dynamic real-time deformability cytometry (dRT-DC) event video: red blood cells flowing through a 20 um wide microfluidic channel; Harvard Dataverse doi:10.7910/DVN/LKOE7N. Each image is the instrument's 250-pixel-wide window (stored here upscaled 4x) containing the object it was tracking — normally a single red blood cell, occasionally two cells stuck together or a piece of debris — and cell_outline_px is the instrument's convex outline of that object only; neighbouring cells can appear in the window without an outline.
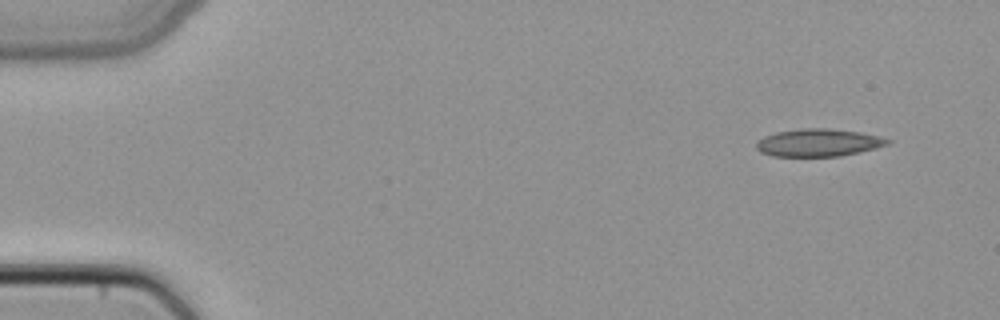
{"species": "common noctule bat (a hibernating species)", "species_latin": "Nyctalus noctula", "temperature_condition": "cold", "stored_images_in_passage": 3, "camera_frame_rate_fps": 3000, "um_per_image_px": 0.085, "animal": {"sex": "female", "body_mass_g": 22.7, "forearm_length_mm": 54.2}, "frame": {"image": 1, "passage_image": 1, "time_ms": 0.0, "image_size_px": [1000, 320], "cell_outline_px": [[892, 140], [888, 144], [876, 148], [860, 152], [840, 156], [772, 156], [760, 152], [756, 148], [756, 144], [764, 136], [776, 132], [804, 128], [828, 128], [860, 132], [880, 136]], "centroid_in_image_um": [69.58, 12.12], "position_along_channel_um": 15.4, "area_um2": 21.1}}
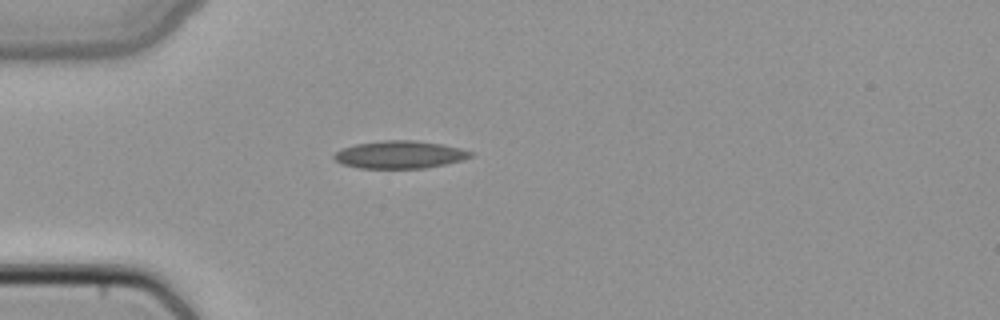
{"frame": {"image": 2, "passage_image": 3, "time_ms": 0.667, "image_size_px": [1000, 320], "cell_outline_px": [[476, 152], [472, 156], [460, 160], [444, 164], [424, 168], [360, 168], [340, 164], [332, 156], [340, 148], [356, 144], [384, 140], [416, 140], [444, 144]], "centroid_in_image_um": [33.97, 13.13], "position_along_channel_um": 51.0, "area_um2": 22.08}}